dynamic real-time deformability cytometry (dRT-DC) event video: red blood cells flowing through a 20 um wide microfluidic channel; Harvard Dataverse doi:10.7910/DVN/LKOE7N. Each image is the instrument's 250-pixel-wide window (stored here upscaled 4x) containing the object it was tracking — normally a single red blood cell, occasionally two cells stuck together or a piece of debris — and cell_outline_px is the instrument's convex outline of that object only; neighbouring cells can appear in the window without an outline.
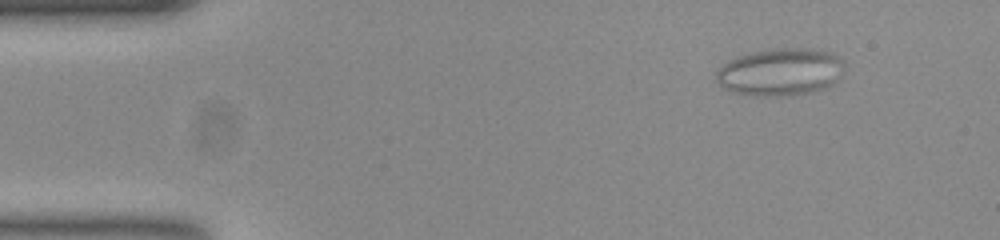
{"species": "common noctule bat (a hibernating species)", "species_latin": "Nyctalus noctula", "temperature_condition": "room temperature", "stored_images_in_passage": 56, "camera_frame_rate_fps": 3000, "um_per_image_px": 0.085, "animal": {"sex": "female", "body_mass_g": 23.0, "forearm_length_mm": 53.4}, "frame": {"image": 1, "passage_image": 6, "time_ms": 1.667, "image_size_px": [1000, 240], "cell_outline_px": [[840, 60], [832, 80], [828, 84], [820, 88], [808, 92], [784, 96], [736, 92], [724, 88], [716, 80], [716, 72], [724, 64], [740, 56], [752, 52], [772, 48], [800, 48], [828, 52], [836, 56]], "centroid_in_image_um": [66.19, 6.09], "position_along_channel_um": 18.8, "area_um2": 33.35}}
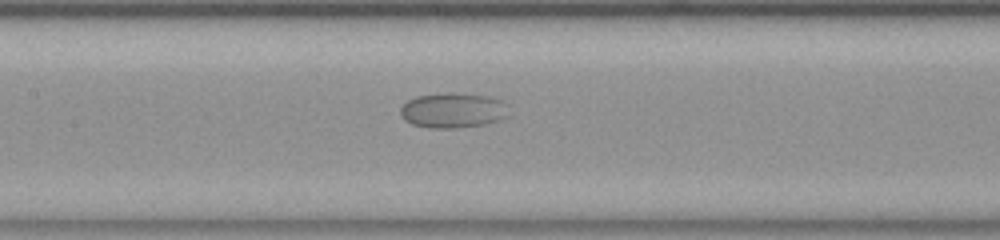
{"frame": {"image": 2, "passage_image": 26, "time_ms": 8.333, "image_size_px": [1000, 240], "cell_outline_px": [[508, 116], [500, 120], [484, 124], [456, 128], [428, 128], [412, 124], [404, 120], [400, 112], [400, 108], [408, 100], [416, 96], [448, 92], [452, 92], [488, 96], [504, 100]], "centroid_in_image_um": [38.5, 9.38], "position_along_channel_um": 168.9, "area_um2": 22.31}}
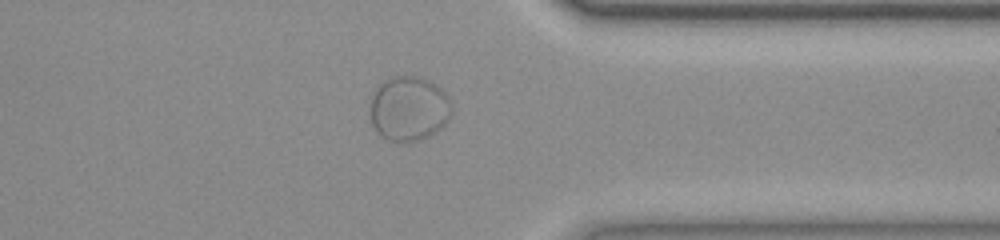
{"frame": {"image": 3, "passage_image": 44, "time_ms": 14.333, "image_size_px": [1000, 240], "cell_outline_px": [[452, 108], [448, 120], [440, 128], [428, 136], [420, 140], [408, 144], [400, 144], [388, 140], [380, 136], [376, 132], [372, 124], [372, 96], [376, 88], [380, 84], [392, 76], [420, 76], [428, 80], [440, 88], [448, 96]], "centroid_in_image_um": [34.75, 9.27], "position_along_channel_um": 376.6, "area_um2": 30.87}}